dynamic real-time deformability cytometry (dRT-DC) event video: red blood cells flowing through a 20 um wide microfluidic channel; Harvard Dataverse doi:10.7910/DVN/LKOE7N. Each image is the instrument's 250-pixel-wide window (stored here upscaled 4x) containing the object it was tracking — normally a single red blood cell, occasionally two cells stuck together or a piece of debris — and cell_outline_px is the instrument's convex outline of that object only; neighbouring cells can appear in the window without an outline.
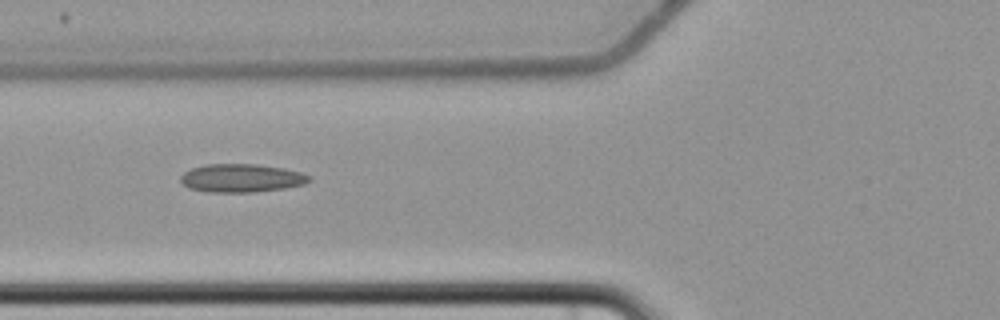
{"species": "common noctule bat (a hibernating species)", "species_latin": "Nyctalus noctula", "temperature_condition": "cold", "stored_images_in_passage": 9, "camera_frame_rate_fps": 3000, "um_per_image_px": 0.085, "animal": {"sex": "female", "body_mass_g": 22.7, "forearm_length_mm": 54.2}, "frame": {"image": 1, "passage_image": 6, "time_ms": 6.0, "image_size_px": [1000, 320], "cell_outline_px": [[312, 180], [304, 184], [284, 188], [256, 192], [208, 192], [188, 188], [180, 180], [180, 176], [184, 172], [192, 168], [204, 164], [256, 164], [284, 168], [300, 172], [312, 176]], "centroid_in_image_um": [20.53, 15.13], "position_along_channel_um": 105.3, "area_um2": 21.33}}
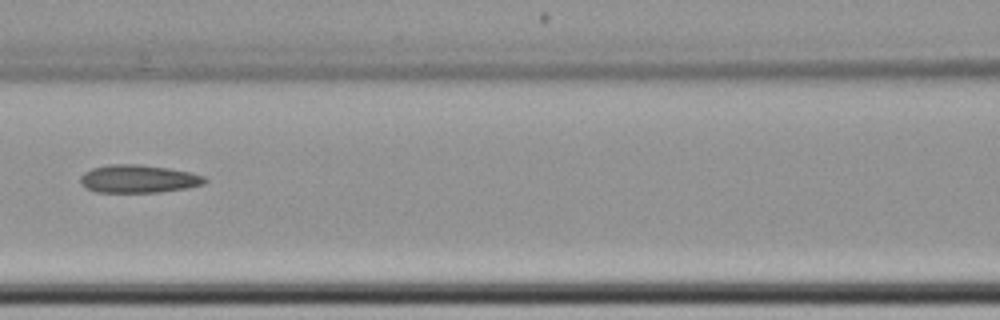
{"frame": {"image": 2, "passage_image": 7, "time_ms": 7.333, "image_size_px": [1000, 320], "cell_outline_px": [[208, 180], [204, 184], [188, 188], [160, 192], [96, 192], [84, 188], [80, 184], [80, 176], [84, 172], [92, 168], [108, 164], [140, 164], [168, 168], [188, 172], [204, 176]], "centroid_in_image_um": [11.73, 15.2], "position_along_channel_um": 154.9, "area_um2": 20.46}}
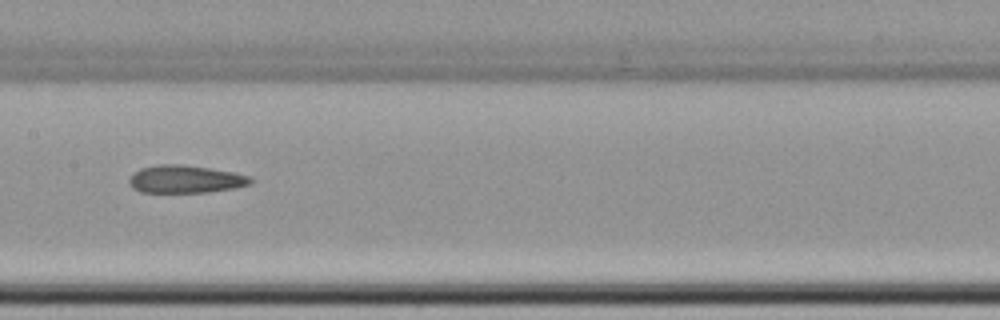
{"frame": {"image": 3, "passage_image": 8, "time_ms": 8.333, "image_size_px": [1000, 320], "cell_outline_px": [[252, 184], [236, 188], [208, 192], [140, 192], [132, 188], [128, 184], [128, 180], [140, 168], [156, 164], [180, 164], [208, 168], [232, 172], [248, 176], [252, 180]], "centroid_in_image_um": [15.74, 15.23], "position_along_channel_um": 191.7, "area_um2": 19.59}}